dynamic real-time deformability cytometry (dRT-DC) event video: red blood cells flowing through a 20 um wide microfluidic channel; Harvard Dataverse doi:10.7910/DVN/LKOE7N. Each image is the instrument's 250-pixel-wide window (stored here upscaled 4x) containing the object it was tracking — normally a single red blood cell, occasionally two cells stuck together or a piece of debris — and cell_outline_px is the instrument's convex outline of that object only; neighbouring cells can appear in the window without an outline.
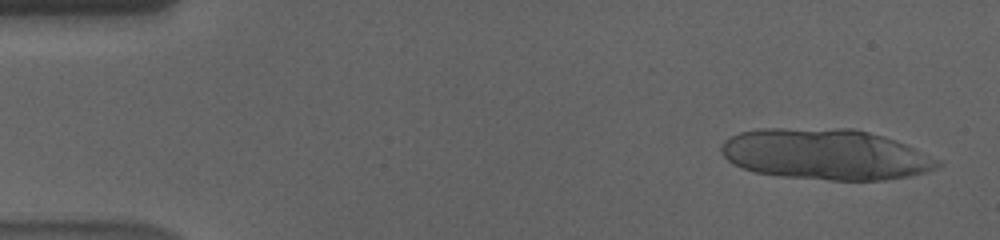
{"species": "human", "species_latin": "Homo sapiens", "temperature_condition": "cold", "stored_images_in_passage": 16, "camera_frame_rate_fps": 3000, "um_per_image_px": 0.085, "donor": {"sex": "male"}, "frame": {"image": 1, "passage_image": 2, "time_ms": 0.333, "image_size_px": [1000, 240], "cell_outline_px": [[940, 164], [936, 168], [928, 172], [908, 176], [884, 180], [828, 180], [784, 176], [756, 172], [732, 164], [720, 152], [720, 148], [724, 140], [740, 132], [760, 128], [852, 128], [868, 132], [896, 140], [940, 160]], "centroid_in_image_um": [70.16, 13.11], "position_along_channel_um": 14.8, "area_um2": 64.1}}